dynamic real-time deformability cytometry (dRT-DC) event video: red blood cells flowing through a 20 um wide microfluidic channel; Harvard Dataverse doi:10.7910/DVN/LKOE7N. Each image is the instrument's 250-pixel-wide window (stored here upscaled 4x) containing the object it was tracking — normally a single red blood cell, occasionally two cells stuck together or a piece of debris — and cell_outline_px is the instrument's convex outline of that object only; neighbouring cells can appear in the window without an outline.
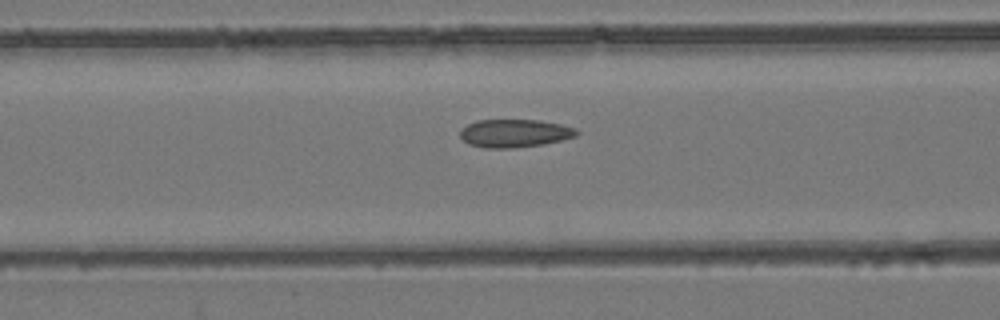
{"species": "common noctule bat (a hibernating species)", "species_latin": "Nyctalus noctula", "temperature_condition": "room temperature", "stored_images_in_passage": 55, "camera_frame_rate_fps": 3000, "um_per_image_px": 0.085, "animal": {"sex": "female", "body_mass_g": 24.6, "forearm_length_mm": 56.2}, "frame": {"image": 1, "passage_image": 23, "time_ms": 7.333, "image_size_px": [1000, 320], "cell_outline_px": [[580, 132], [576, 136], [544, 144], [516, 148], [484, 148], [468, 144], [460, 136], [460, 128], [476, 120], [540, 120], [560, 124], [576, 128]], "centroid_in_image_um": [43.73, 11.33], "position_along_channel_um": 122.9, "area_um2": 19.19}}
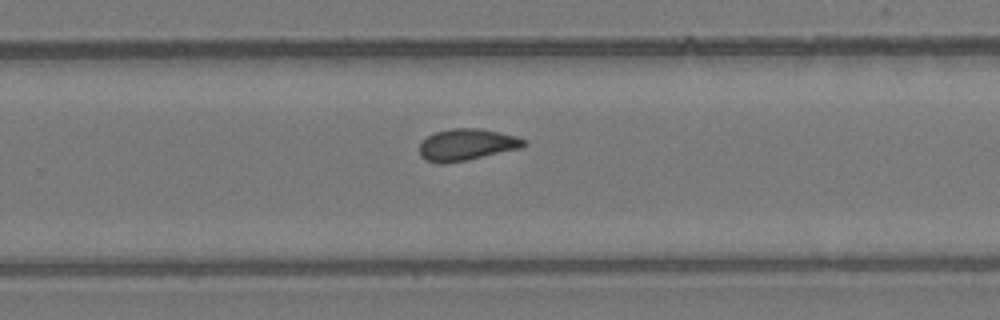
{"frame": {"image": 2, "passage_image": 36, "time_ms": 11.667, "image_size_px": [1000, 320], "cell_outline_px": [[528, 144], [520, 148], [468, 160], [444, 164], [440, 164], [424, 160], [420, 156], [420, 140], [436, 132], [452, 128], [480, 128], [516, 136], [524, 140]], "centroid_in_image_um": [39.63, 12.31], "position_along_channel_um": 290.2, "area_um2": 19.36}}
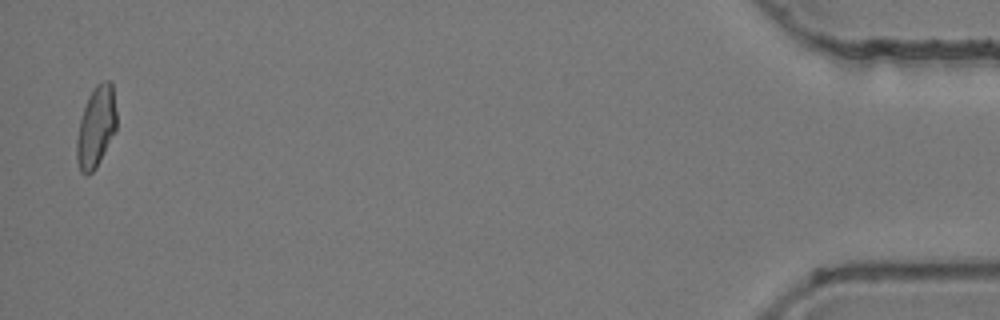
{"frame": {"image": 3, "passage_image": 54, "time_ms": 17.667, "image_size_px": [1000, 320], "cell_outline_px": [[116, 132], [96, 168], [88, 176], [84, 176], [80, 172], [76, 160], [76, 140], [80, 120], [88, 96], [96, 84], [104, 80], [108, 80], [112, 84], [116, 112]], "centroid_in_image_um": [8.16, 10.83], "position_along_channel_um": 427.0, "area_um2": 19.07}, "authors_computed_cell_mechanics": {"area_um2": 19.363, "velocity_mm_per_s": 3.8696, "shape_relaxation_time_tau1_ms": null, "shape_relaxation_time_tau2_ms": 1.903, "deformation_change_tau1": null, "deformation_change_tau2": 0.058}}